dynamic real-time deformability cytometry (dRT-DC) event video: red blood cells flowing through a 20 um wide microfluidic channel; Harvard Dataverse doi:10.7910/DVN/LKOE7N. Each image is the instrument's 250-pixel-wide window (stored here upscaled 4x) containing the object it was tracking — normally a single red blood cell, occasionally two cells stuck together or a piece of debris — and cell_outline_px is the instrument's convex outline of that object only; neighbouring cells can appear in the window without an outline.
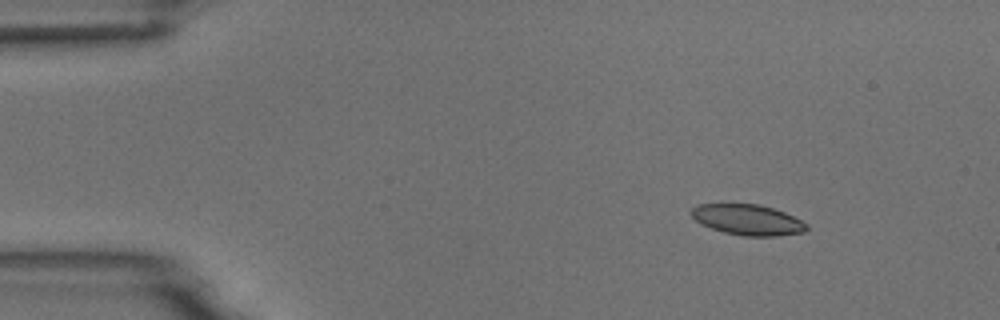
{"species": "common noctule bat (a hibernating species)", "species_latin": "Nyctalus noctula", "temperature_condition": "room temperature", "stored_images_in_passage": 4, "segment_of_instrument_passage": [1, 2], "camera_frame_rate_fps": 3000, "um_per_image_px": 0.085, "animal": {"sex": "male", "body_mass_g": 18.8}, "frame": {"image": 1, "passage_image": 1, "time_ms": 0.0, "image_size_px": [1000, 320], "cell_outline_px": [[808, 228], [804, 232], [776, 236], [744, 236], [724, 232], [700, 224], [688, 212], [696, 204], [760, 204], [784, 212], [808, 224]], "centroid_in_image_um": [63.53, 18.68], "position_along_channel_um": 21.5, "area_um2": 20.58}}
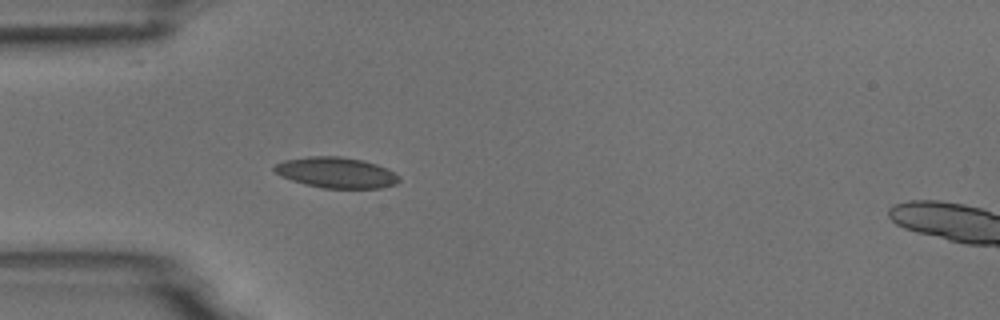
{"frame": {"image": 2, "passage_image": 3, "time_ms": 3.0, "image_size_px": [1000, 320], "cell_outline_px": [[400, 180], [396, 184], [380, 188], [324, 188], [304, 184], [280, 176], [272, 168], [276, 164], [284, 160], [308, 156], [340, 156], [364, 160], [388, 168], [400, 176]], "centroid_in_image_um": [28.6, 14.66], "position_along_channel_um": 56.4, "area_um2": 22.48}}